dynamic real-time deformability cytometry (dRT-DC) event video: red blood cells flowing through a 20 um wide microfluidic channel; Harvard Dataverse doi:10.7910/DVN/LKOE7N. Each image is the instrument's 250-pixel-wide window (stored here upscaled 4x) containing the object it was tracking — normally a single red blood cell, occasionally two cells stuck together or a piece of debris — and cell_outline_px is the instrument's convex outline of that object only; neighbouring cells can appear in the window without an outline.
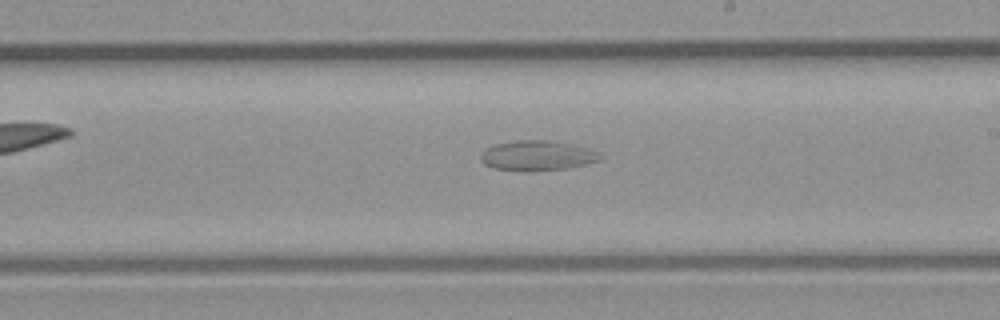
{"species": "common noctule bat (a hibernating species)", "species_latin": "Nyctalus noctula", "temperature_condition": "room temperature", "stored_images_in_passage": 38, "segment_of_instrument_passage": [1, 2], "camera_frame_rate_fps": 3000, "um_per_image_px": 0.085, "animal": {"sex": "male", "body_mass_g": 23.1, "forearm_length_mm": 52.7}, "frame": {"image": 1, "passage_image": 20, "time_ms": 6.333, "image_size_px": [1000, 320], "cell_outline_px": [[604, 156], [600, 160], [584, 164], [564, 168], [492, 168], [484, 164], [480, 160], [480, 156], [488, 148], [496, 144], [516, 140], [544, 140], [568, 144], [588, 148], [600, 152]], "centroid_in_image_um": [45.7, 13.18], "position_along_channel_um": 243.3, "area_um2": 19.71}}
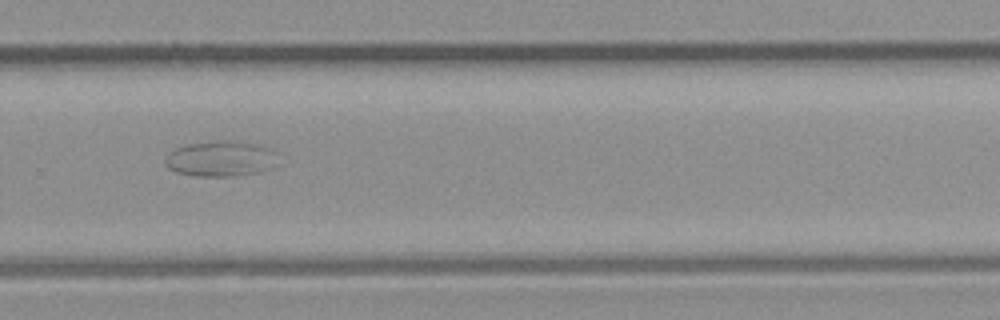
{"frame": {"image": 2, "passage_image": 24, "time_ms": 7.667, "image_size_px": [1000, 320], "cell_outline_px": [[284, 164], [260, 172], [232, 176], [196, 176], [176, 172], [168, 168], [164, 164], [164, 160], [168, 152], [176, 148], [188, 144], [212, 140], [224, 140], [256, 144], [268, 148]], "centroid_in_image_um": [18.78, 13.5], "position_along_channel_um": 311.0, "area_um2": 23.76}}
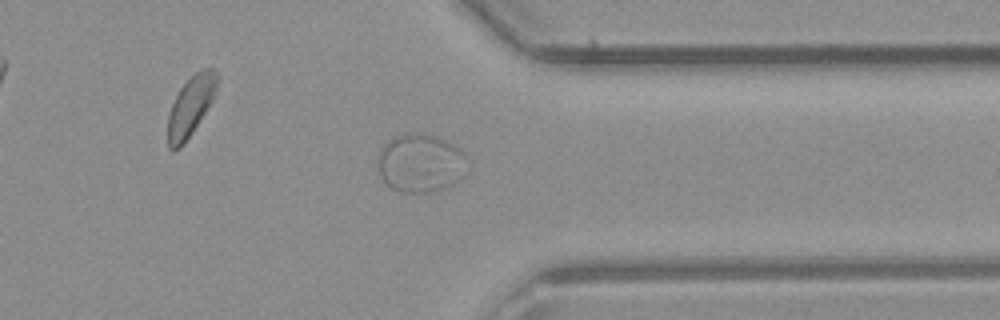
{"frame": {"image": 3, "passage_image": 28, "time_ms": 9.0, "image_size_px": [1000, 320], "cell_outline_px": [[468, 172], [460, 180], [444, 188], [432, 192], [400, 192], [392, 188], [380, 176], [376, 168], [376, 156], [380, 148], [392, 136], [404, 132], [420, 132], [436, 136], [452, 144], [464, 152], [468, 156]], "centroid_in_image_um": [35.73, 13.84], "position_along_channel_um": 375.7, "area_um2": 31.5}}